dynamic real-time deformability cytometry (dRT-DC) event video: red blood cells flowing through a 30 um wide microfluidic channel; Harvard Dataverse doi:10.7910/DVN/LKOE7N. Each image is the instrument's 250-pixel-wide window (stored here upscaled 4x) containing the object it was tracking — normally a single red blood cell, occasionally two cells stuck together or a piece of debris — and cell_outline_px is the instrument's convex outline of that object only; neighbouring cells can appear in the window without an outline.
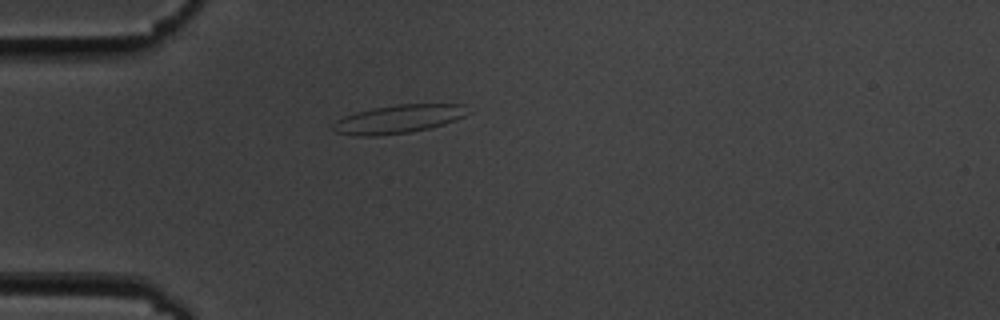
{"species": "common noctule bat (a hibernating species)", "species_latin": "Nyctalus noctula", "temperature_condition": "cold", "stored_images_in_passage": 41, "camera_frame_rate_fps": 3000, "um_per_image_px": 0.085, "animal": {"sex": "male", "body_mass_g": 19.5, "forearm_length_mm": 54.6}, "frame": {"image": 1, "passage_image": 1, "time_ms": 0.0, "image_size_px": [1000, 320], "cell_outline_px": [[472, 112], [456, 120], [444, 124], [428, 128], [408, 132], [376, 136], [356, 136], [336, 132], [332, 128], [332, 124], [336, 120], [344, 116], [356, 112], [372, 108], [396, 104], [464, 104]], "centroid_in_image_um": [33.88, 10.11], "position_along_channel_um": 51.1, "area_um2": 22.43}}
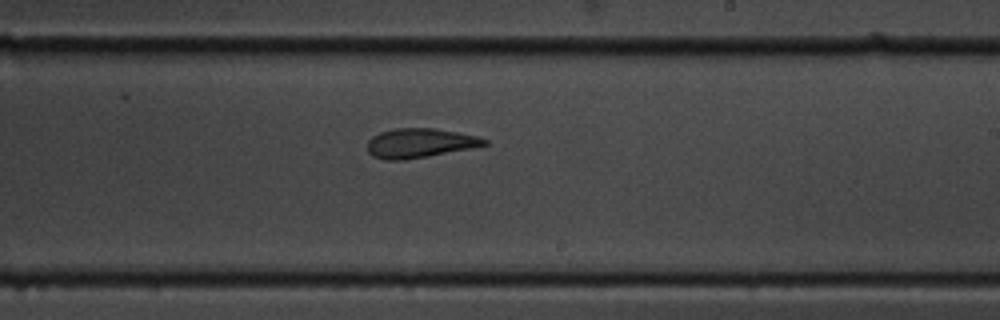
{"frame": {"image": 2, "passage_image": 19, "time_ms": 6.0, "image_size_px": [1000, 320], "cell_outline_px": [[488, 144], [428, 156], [404, 160], [384, 160], [372, 156], [368, 152], [368, 140], [372, 136], [380, 132], [392, 128], [436, 128], [476, 136], [488, 140]], "centroid_in_image_um": [35.62, 12.15], "position_along_channel_um": 253.4, "area_um2": 19.88}}
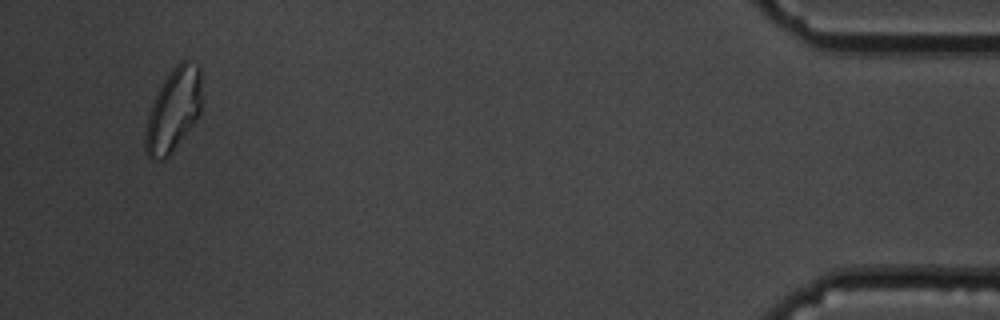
{"frame": {"image": 3, "passage_image": 39, "time_ms": 12.667, "image_size_px": [1000, 320], "cell_outline_px": [[204, 100], [200, 112], [192, 124], [168, 156], [164, 160], [160, 160], [148, 156], [144, 148], [144, 136], [148, 116], [152, 104], [164, 80], [172, 68], [180, 60], [188, 60], [200, 64]], "centroid_in_image_um": [14.79, 9.28], "position_along_channel_um": 420.4, "area_um2": 27.46}, "authors_computed_cell_mechanics": {"area_um2": 20.9814, "velocity_mm_per_s": 3.5825, "shape_relaxation_time_tau1_ms": 7.4094, "shape_relaxation_time_tau2_ms": 4.9792, "deformation_change_tau1": 0.1952, "deformation_change_tau2": 0.1392}}